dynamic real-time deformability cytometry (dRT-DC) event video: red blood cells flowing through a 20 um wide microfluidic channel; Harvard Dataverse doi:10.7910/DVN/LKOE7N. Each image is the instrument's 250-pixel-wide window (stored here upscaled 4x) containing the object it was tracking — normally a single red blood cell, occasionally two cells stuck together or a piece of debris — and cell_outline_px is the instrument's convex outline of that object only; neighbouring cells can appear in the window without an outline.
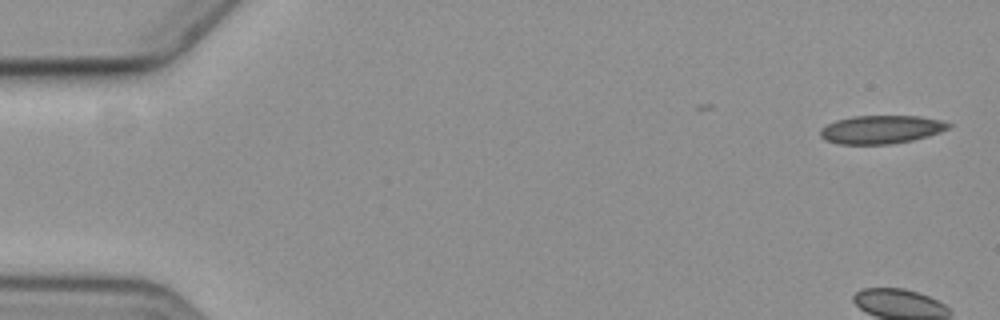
{"species": "common noctule bat (a hibernating species)", "species_latin": "Nyctalus noctula", "temperature_condition": "cold", "stored_images_in_passage": 6, "camera_frame_rate_fps": 3000, "um_per_image_px": 0.085, "animal": {"sex": "female", "body_mass_g": 19.3, "forearm_length_mm": 54.1}, "frame": {"image": 1, "passage_image": 1, "time_ms": 0.0, "image_size_px": [1000, 320], "cell_outline_px": [[952, 124], [948, 128], [940, 132], [928, 136], [912, 140], [892, 144], [836, 144], [824, 140], [820, 136], [820, 128], [836, 120], [852, 116], [920, 116], [940, 120]], "centroid_in_image_um": [74.87, 11.01], "position_along_channel_um": 10.1, "area_um2": 21.21}}
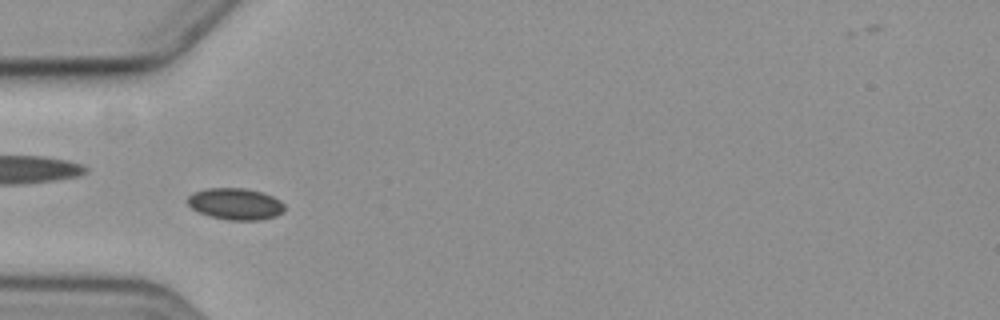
{"frame": {"image": 2, "passage_image": 5, "time_ms": 6.0, "image_size_px": [1000, 320], "cell_outline_px": [[284, 212], [276, 216], [260, 220], [228, 220], [208, 216], [192, 208], [184, 200], [192, 192], [208, 188], [244, 188], [260, 192], [272, 196], [280, 200], [284, 204]], "centroid_in_image_um": [19.99, 17.33], "position_along_channel_um": 65.0, "area_um2": 17.98}}